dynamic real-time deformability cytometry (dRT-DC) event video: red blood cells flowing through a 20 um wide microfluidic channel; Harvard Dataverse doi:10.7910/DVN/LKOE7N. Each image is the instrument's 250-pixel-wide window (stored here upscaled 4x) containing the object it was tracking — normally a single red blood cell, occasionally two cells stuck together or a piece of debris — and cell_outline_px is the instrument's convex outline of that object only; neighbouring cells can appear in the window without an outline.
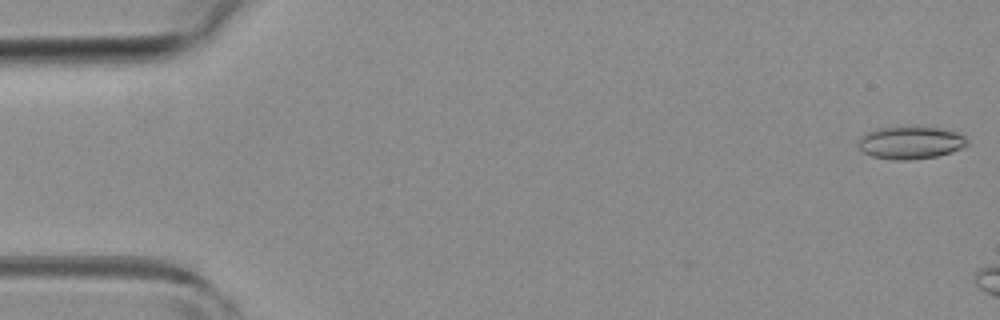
{"species": "common noctule bat (a hibernating species)", "species_latin": "Nyctalus noctula", "temperature_condition": "room temperature", "stored_images_in_passage": 6, "camera_frame_rate_fps": 3000, "um_per_image_px": 0.085, "animal": {"sex": "female", "body_mass_g": 19.3, "forearm_length_mm": 54.1}, "frame": {"image": 1, "passage_image": 1, "time_ms": 0.0, "image_size_px": [1000, 320], "cell_outline_px": [[968, 144], [952, 152], [936, 156], [908, 160], [896, 160], [872, 156], [864, 152], [856, 144], [860, 136], [876, 128], [912, 124], [940, 128], [960, 132], [968, 140]], "centroid_in_image_um": [77.39, 12.07], "position_along_channel_um": 7.6, "area_um2": 21.39}}